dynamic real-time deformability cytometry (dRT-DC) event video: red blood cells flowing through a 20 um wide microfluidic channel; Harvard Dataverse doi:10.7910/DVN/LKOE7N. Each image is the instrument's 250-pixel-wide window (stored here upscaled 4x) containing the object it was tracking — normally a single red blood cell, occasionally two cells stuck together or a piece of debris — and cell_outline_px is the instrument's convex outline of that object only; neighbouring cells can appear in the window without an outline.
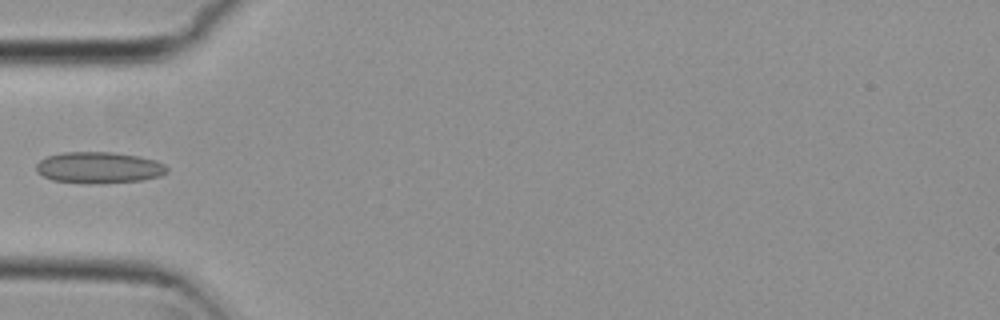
{"species": "common noctule bat (a hibernating species)", "species_latin": "Nyctalus noctula", "temperature_condition": "cold", "stored_images_in_passage": 5, "camera_frame_rate_fps": 3000, "um_per_image_px": 0.085, "animal": {"sex": "female", "body_mass_g": 29.2, "forearm_length_mm": 56.3}, "frame": {"image": 1, "passage_image": 5, "time_ms": 1.333, "image_size_px": [1000, 320], "cell_outline_px": [[168, 172], [160, 176], [140, 180], [96, 184], [92, 184], [52, 180], [36, 172], [36, 164], [40, 160], [48, 156], [64, 152], [116, 152], [156, 160], [164, 164], [168, 168]], "centroid_in_image_um": [8.41, 14.25], "position_along_channel_um": 76.6, "area_um2": 23.93}}